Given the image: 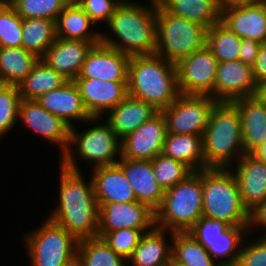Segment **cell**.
Wrapping results in <instances>:
<instances>
[{
	"label": "cell",
	"instance_id": "cell-5",
	"mask_svg": "<svg viewBox=\"0 0 266 266\" xmlns=\"http://www.w3.org/2000/svg\"><path fill=\"white\" fill-rule=\"evenodd\" d=\"M230 168L201 170L202 215L227 223L248 227L249 212L244 207L235 175Z\"/></svg>",
	"mask_w": 266,
	"mask_h": 266
},
{
	"label": "cell",
	"instance_id": "cell-7",
	"mask_svg": "<svg viewBox=\"0 0 266 266\" xmlns=\"http://www.w3.org/2000/svg\"><path fill=\"white\" fill-rule=\"evenodd\" d=\"M155 54L176 64L206 46L207 27L165 11L157 2Z\"/></svg>",
	"mask_w": 266,
	"mask_h": 266
},
{
	"label": "cell",
	"instance_id": "cell-21",
	"mask_svg": "<svg viewBox=\"0 0 266 266\" xmlns=\"http://www.w3.org/2000/svg\"><path fill=\"white\" fill-rule=\"evenodd\" d=\"M237 160V170L233 174L243 205L250 212L266 200V163L251 153H244Z\"/></svg>",
	"mask_w": 266,
	"mask_h": 266
},
{
	"label": "cell",
	"instance_id": "cell-3",
	"mask_svg": "<svg viewBox=\"0 0 266 266\" xmlns=\"http://www.w3.org/2000/svg\"><path fill=\"white\" fill-rule=\"evenodd\" d=\"M127 92L161 112L179 96L175 64L157 54L131 56Z\"/></svg>",
	"mask_w": 266,
	"mask_h": 266
},
{
	"label": "cell",
	"instance_id": "cell-26",
	"mask_svg": "<svg viewBox=\"0 0 266 266\" xmlns=\"http://www.w3.org/2000/svg\"><path fill=\"white\" fill-rule=\"evenodd\" d=\"M91 24L95 23L75 0H71L55 21L56 37L101 42L102 33L91 32Z\"/></svg>",
	"mask_w": 266,
	"mask_h": 266
},
{
	"label": "cell",
	"instance_id": "cell-10",
	"mask_svg": "<svg viewBox=\"0 0 266 266\" xmlns=\"http://www.w3.org/2000/svg\"><path fill=\"white\" fill-rule=\"evenodd\" d=\"M216 100L207 95L179 94L161 113L165 117L167 134L203 136Z\"/></svg>",
	"mask_w": 266,
	"mask_h": 266
},
{
	"label": "cell",
	"instance_id": "cell-45",
	"mask_svg": "<svg viewBox=\"0 0 266 266\" xmlns=\"http://www.w3.org/2000/svg\"><path fill=\"white\" fill-rule=\"evenodd\" d=\"M262 43L254 39H241L239 60L244 64L253 66Z\"/></svg>",
	"mask_w": 266,
	"mask_h": 266
},
{
	"label": "cell",
	"instance_id": "cell-46",
	"mask_svg": "<svg viewBox=\"0 0 266 266\" xmlns=\"http://www.w3.org/2000/svg\"><path fill=\"white\" fill-rule=\"evenodd\" d=\"M252 70L258 87L266 82V43L261 44Z\"/></svg>",
	"mask_w": 266,
	"mask_h": 266
},
{
	"label": "cell",
	"instance_id": "cell-13",
	"mask_svg": "<svg viewBox=\"0 0 266 266\" xmlns=\"http://www.w3.org/2000/svg\"><path fill=\"white\" fill-rule=\"evenodd\" d=\"M166 134L165 117L158 112L120 140L121 157L131 160H152L162 152Z\"/></svg>",
	"mask_w": 266,
	"mask_h": 266
},
{
	"label": "cell",
	"instance_id": "cell-47",
	"mask_svg": "<svg viewBox=\"0 0 266 266\" xmlns=\"http://www.w3.org/2000/svg\"><path fill=\"white\" fill-rule=\"evenodd\" d=\"M264 226L266 229V200L264 202H261L259 205H257L253 210L249 212V224L248 227L251 228V226ZM261 237H266L265 235Z\"/></svg>",
	"mask_w": 266,
	"mask_h": 266
},
{
	"label": "cell",
	"instance_id": "cell-40",
	"mask_svg": "<svg viewBox=\"0 0 266 266\" xmlns=\"http://www.w3.org/2000/svg\"><path fill=\"white\" fill-rule=\"evenodd\" d=\"M151 230L124 228L108 233H98L118 255L127 259L132 255L138 246L141 237Z\"/></svg>",
	"mask_w": 266,
	"mask_h": 266
},
{
	"label": "cell",
	"instance_id": "cell-35",
	"mask_svg": "<svg viewBox=\"0 0 266 266\" xmlns=\"http://www.w3.org/2000/svg\"><path fill=\"white\" fill-rule=\"evenodd\" d=\"M206 46L218 63L239 60L241 38L219 21L207 29Z\"/></svg>",
	"mask_w": 266,
	"mask_h": 266
},
{
	"label": "cell",
	"instance_id": "cell-33",
	"mask_svg": "<svg viewBox=\"0 0 266 266\" xmlns=\"http://www.w3.org/2000/svg\"><path fill=\"white\" fill-rule=\"evenodd\" d=\"M171 257L186 266H220L188 232H171Z\"/></svg>",
	"mask_w": 266,
	"mask_h": 266
},
{
	"label": "cell",
	"instance_id": "cell-36",
	"mask_svg": "<svg viewBox=\"0 0 266 266\" xmlns=\"http://www.w3.org/2000/svg\"><path fill=\"white\" fill-rule=\"evenodd\" d=\"M77 255L83 266H125L127 260L100 237L78 240Z\"/></svg>",
	"mask_w": 266,
	"mask_h": 266
},
{
	"label": "cell",
	"instance_id": "cell-52",
	"mask_svg": "<svg viewBox=\"0 0 266 266\" xmlns=\"http://www.w3.org/2000/svg\"><path fill=\"white\" fill-rule=\"evenodd\" d=\"M167 266H186V265H183V264H181V263L175 261V260L171 257Z\"/></svg>",
	"mask_w": 266,
	"mask_h": 266
},
{
	"label": "cell",
	"instance_id": "cell-53",
	"mask_svg": "<svg viewBox=\"0 0 266 266\" xmlns=\"http://www.w3.org/2000/svg\"><path fill=\"white\" fill-rule=\"evenodd\" d=\"M10 4V0H0V8Z\"/></svg>",
	"mask_w": 266,
	"mask_h": 266
},
{
	"label": "cell",
	"instance_id": "cell-6",
	"mask_svg": "<svg viewBox=\"0 0 266 266\" xmlns=\"http://www.w3.org/2000/svg\"><path fill=\"white\" fill-rule=\"evenodd\" d=\"M201 170L165 190L161 206L155 211V227L170 232H187L202 216Z\"/></svg>",
	"mask_w": 266,
	"mask_h": 266
},
{
	"label": "cell",
	"instance_id": "cell-1",
	"mask_svg": "<svg viewBox=\"0 0 266 266\" xmlns=\"http://www.w3.org/2000/svg\"><path fill=\"white\" fill-rule=\"evenodd\" d=\"M59 205L48 217L77 240L98 237L99 207L92 179L85 183L80 171L60 168Z\"/></svg>",
	"mask_w": 266,
	"mask_h": 266
},
{
	"label": "cell",
	"instance_id": "cell-43",
	"mask_svg": "<svg viewBox=\"0 0 266 266\" xmlns=\"http://www.w3.org/2000/svg\"><path fill=\"white\" fill-rule=\"evenodd\" d=\"M236 266H266V237L241 248Z\"/></svg>",
	"mask_w": 266,
	"mask_h": 266
},
{
	"label": "cell",
	"instance_id": "cell-14",
	"mask_svg": "<svg viewBox=\"0 0 266 266\" xmlns=\"http://www.w3.org/2000/svg\"><path fill=\"white\" fill-rule=\"evenodd\" d=\"M258 85L252 67L240 60L218 63L214 100L233 102L234 100L257 95Z\"/></svg>",
	"mask_w": 266,
	"mask_h": 266
},
{
	"label": "cell",
	"instance_id": "cell-25",
	"mask_svg": "<svg viewBox=\"0 0 266 266\" xmlns=\"http://www.w3.org/2000/svg\"><path fill=\"white\" fill-rule=\"evenodd\" d=\"M159 111L152 105L127 95L117 106L112 108L107 115V123L120 138L135 131L141 124L150 120Z\"/></svg>",
	"mask_w": 266,
	"mask_h": 266
},
{
	"label": "cell",
	"instance_id": "cell-19",
	"mask_svg": "<svg viewBox=\"0 0 266 266\" xmlns=\"http://www.w3.org/2000/svg\"><path fill=\"white\" fill-rule=\"evenodd\" d=\"M98 43L100 42L56 38L40 59L68 81H74L87 54Z\"/></svg>",
	"mask_w": 266,
	"mask_h": 266
},
{
	"label": "cell",
	"instance_id": "cell-38",
	"mask_svg": "<svg viewBox=\"0 0 266 266\" xmlns=\"http://www.w3.org/2000/svg\"><path fill=\"white\" fill-rule=\"evenodd\" d=\"M152 167L157 183L165 191L183 181L193 171L183 162L158 154L152 160Z\"/></svg>",
	"mask_w": 266,
	"mask_h": 266
},
{
	"label": "cell",
	"instance_id": "cell-51",
	"mask_svg": "<svg viewBox=\"0 0 266 266\" xmlns=\"http://www.w3.org/2000/svg\"><path fill=\"white\" fill-rule=\"evenodd\" d=\"M257 95L266 103V82L258 87Z\"/></svg>",
	"mask_w": 266,
	"mask_h": 266
},
{
	"label": "cell",
	"instance_id": "cell-4",
	"mask_svg": "<svg viewBox=\"0 0 266 266\" xmlns=\"http://www.w3.org/2000/svg\"><path fill=\"white\" fill-rule=\"evenodd\" d=\"M203 153L205 169L229 168L235 154L239 159L244 154L241 117L233 102H217L213 107L203 134Z\"/></svg>",
	"mask_w": 266,
	"mask_h": 266
},
{
	"label": "cell",
	"instance_id": "cell-41",
	"mask_svg": "<svg viewBox=\"0 0 266 266\" xmlns=\"http://www.w3.org/2000/svg\"><path fill=\"white\" fill-rule=\"evenodd\" d=\"M23 18L9 4L0 8V47H22Z\"/></svg>",
	"mask_w": 266,
	"mask_h": 266
},
{
	"label": "cell",
	"instance_id": "cell-23",
	"mask_svg": "<svg viewBox=\"0 0 266 266\" xmlns=\"http://www.w3.org/2000/svg\"><path fill=\"white\" fill-rule=\"evenodd\" d=\"M91 179L97 204L136 201L133 188L118 164L95 167Z\"/></svg>",
	"mask_w": 266,
	"mask_h": 266
},
{
	"label": "cell",
	"instance_id": "cell-32",
	"mask_svg": "<svg viewBox=\"0 0 266 266\" xmlns=\"http://www.w3.org/2000/svg\"><path fill=\"white\" fill-rule=\"evenodd\" d=\"M247 231H249V227L228 226L221 232V236L215 239L196 240L207 250L213 259L228 257L227 260L220 262V266H236L241 248L240 243L243 242L242 237ZM236 249H239L238 253Z\"/></svg>",
	"mask_w": 266,
	"mask_h": 266
},
{
	"label": "cell",
	"instance_id": "cell-22",
	"mask_svg": "<svg viewBox=\"0 0 266 266\" xmlns=\"http://www.w3.org/2000/svg\"><path fill=\"white\" fill-rule=\"evenodd\" d=\"M38 103L50 113L62 119L71 128V120L92 122L99 120L91 118L86 111L81 94L73 81H67L61 87L44 93L38 99Z\"/></svg>",
	"mask_w": 266,
	"mask_h": 266
},
{
	"label": "cell",
	"instance_id": "cell-30",
	"mask_svg": "<svg viewBox=\"0 0 266 266\" xmlns=\"http://www.w3.org/2000/svg\"><path fill=\"white\" fill-rule=\"evenodd\" d=\"M40 58L23 47H0V81L17 85L34 68Z\"/></svg>",
	"mask_w": 266,
	"mask_h": 266
},
{
	"label": "cell",
	"instance_id": "cell-27",
	"mask_svg": "<svg viewBox=\"0 0 266 266\" xmlns=\"http://www.w3.org/2000/svg\"><path fill=\"white\" fill-rule=\"evenodd\" d=\"M163 155L183 162L192 171L205 169L203 136L191 134H166Z\"/></svg>",
	"mask_w": 266,
	"mask_h": 266
},
{
	"label": "cell",
	"instance_id": "cell-20",
	"mask_svg": "<svg viewBox=\"0 0 266 266\" xmlns=\"http://www.w3.org/2000/svg\"><path fill=\"white\" fill-rule=\"evenodd\" d=\"M118 159L117 164L133 188L136 201L156 211L162 204L165 191L157 183L151 160H131L122 157Z\"/></svg>",
	"mask_w": 266,
	"mask_h": 266
},
{
	"label": "cell",
	"instance_id": "cell-28",
	"mask_svg": "<svg viewBox=\"0 0 266 266\" xmlns=\"http://www.w3.org/2000/svg\"><path fill=\"white\" fill-rule=\"evenodd\" d=\"M166 230L154 227L140 239L138 246L128 258L132 266H167L172 247L167 246Z\"/></svg>",
	"mask_w": 266,
	"mask_h": 266
},
{
	"label": "cell",
	"instance_id": "cell-34",
	"mask_svg": "<svg viewBox=\"0 0 266 266\" xmlns=\"http://www.w3.org/2000/svg\"><path fill=\"white\" fill-rule=\"evenodd\" d=\"M22 47L41 58L56 37L55 21L44 18L23 19Z\"/></svg>",
	"mask_w": 266,
	"mask_h": 266
},
{
	"label": "cell",
	"instance_id": "cell-37",
	"mask_svg": "<svg viewBox=\"0 0 266 266\" xmlns=\"http://www.w3.org/2000/svg\"><path fill=\"white\" fill-rule=\"evenodd\" d=\"M71 0H10V5L23 19L44 18L56 21Z\"/></svg>",
	"mask_w": 266,
	"mask_h": 266
},
{
	"label": "cell",
	"instance_id": "cell-44",
	"mask_svg": "<svg viewBox=\"0 0 266 266\" xmlns=\"http://www.w3.org/2000/svg\"><path fill=\"white\" fill-rule=\"evenodd\" d=\"M229 225L223 221L201 216L198 221L187 231L195 239H215L221 236Z\"/></svg>",
	"mask_w": 266,
	"mask_h": 266
},
{
	"label": "cell",
	"instance_id": "cell-2",
	"mask_svg": "<svg viewBox=\"0 0 266 266\" xmlns=\"http://www.w3.org/2000/svg\"><path fill=\"white\" fill-rule=\"evenodd\" d=\"M151 2L148 7L122 0L106 23L118 39L101 34V43L129 56L155 54L157 0Z\"/></svg>",
	"mask_w": 266,
	"mask_h": 266
},
{
	"label": "cell",
	"instance_id": "cell-42",
	"mask_svg": "<svg viewBox=\"0 0 266 266\" xmlns=\"http://www.w3.org/2000/svg\"><path fill=\"white\" fill-rule=\"evenodd\" d=\"M77 4L85 11V13L96 24L99 21L110 20L114 14L115 8L122 0H75Z\"/></svg>",
	"mask_w": 266,
	"mask_h": 266
},
{
	"label": "cell",
	"instance_id": "cell-31",
	"mask_svg": "<svg viewBox=\"0 0 266 266\" xmlns=\"http://www.w3.org/2000/svg\"><path fill=\"white\" fill-rule=\"evenodd\" d=\"M68 80L41 59L31 72L17 84L21 99L36 100L44 93L61 87Z\"/></svg>",
	"mask_w": 266,
	"mask_h": 266
},
{
	"label": "cell",
	"instance_id": "cell-48",
	"mask_svg": "<svg viewBox=\"0 0 266 266\" xmlns=\"http://www.w3.org/2000/svg\"><path fill=\"white\" fill-rule=\"evenodd\" d=\"M216 1H217V5H218L219 9L222 10L228 6L255 3V2H258L260 0H216Z\"/></svg>",
	"mask_w": 266,
	"mask_h": 266
},
{
	"label": "cell",
	"instance_id": "cell-12",
	"mask_svg": "<svg viewBox=\"0 0 266 266\" xmlns=\"http://www.w3.org/2000/svg\"><path fill=\"white\" fill-rule=\"evenodd\" d=\"M98 207V233L124 228L150 230L155 227V211L144 203H107L98 204Z\"/></svg>",
	"mask_w": 266,
	"mask_h": 266
},
{
	"label": "cell",
	"instance_id": "cell-15",
	"mask_svg": "<svg viewBox=\"0 0 266 266\" xmlns=\"http://www.w3.org/2000/svg\"><path fill=\"white\" fill-rule=\"evenodd\" d=\"M131 56L101 42L87 54L77 78L128 82V66Z\"/></svg>",
	"mask_w": 266,
	"mask_h": 266
},
{
	"label": "cell",
	"instance_id": "cell-9",
	"mask_svg": "<svg viewBox=\"0 0 266 266\" xmlns=\"http://www.w3.org/2000/svg\"><path fill=\"white\" fill-rule=\"evenodd\" d=\"M25 238L31 266H63L77 255L78 240L49 218Z\"/></svg>",
	"mask_w": 266,
	"mask_h": 266
},
{
	"label": "cell",
	"instance_id": "cell-11",
	"mask_svg": "<svg viewBox=\"0 0 266 266\" xmlns=\"http://www.w3.org/2000/svg\"><path fill=\"white\" fill-rule=\"evenodd\" d=\"M175 66L179 94L207 95L214 99L218 62L207 46L182 58Z\"/></svg>",
	"mask_w": 266,
	"mask_h": 266
},
{
	"label": "cell",
	"instance_id": "cell-17",
	"mask_svg": "<svg viewBox=\"0 0 266 266\" xmlns=\"http://www.w3.org/2000/svg\"><path fill=\"white\" fill-rule=\"evenodd\" d=\"M91 118H99L109 112L127 95V82L105 81L100 79L76 78L74 81Z\"/></svg>",
	"mask_w": 266,
	"mask_h": 266
},
{
	"label": "cell",
	"instance_id": "cell-18",
	"mask_svg": "<svg viewBox=\"0 0 266 266\" xmlns=\"http://www.w3.org/2000/svg\"><path fill=\"white\" fill-rule=\"evenodd\" d=\"M220 21L241 39L266 43V3L228 6L221 10Z\"/></svg>",
	"mask_w": 266,
	"mask_h": 266
},
{
	"label": "cell",
	"instance_id": "cell-39",
	"mask_svg": "<svg viewBox=\"0 0 266 266\" xmlns=\"http://www.w3.org/2000/svg\"><path fill=\"white\" fill-rule=\"evenodd\" d=\"M20 101L17 85H0V137L14 127Z\"/></svg>",
	"mask_w": 266,
	"mask_h": 266
},
{
	"label": "cell",
	"instance_id": "cell-24",
	"mask_svg": "<svg viewBox=\"0 0 266 266\" xmlns=\"http://www.w3.org/2000/svg\"><path fill=\"white\" fill-rule=\"evenodd\" d=\"M241 117L244 153H251L266 139V103L258 96L234 100Z\"/></svg>",
	"mask_w": 266,
	"mask_h": 266
},
{
	"label": "cell",
	"instance_id": "cell-16",
	"mask_svg": "<svg viewBox=\"0 0 266 266\" xmlns=\"http://www.w3.org/2000/svg\"><path fill=\"white\" fill-rule=\"evenodd\" d=\"M18 118L26 127L43 136L50 142L59 143L62 156L68 149L70 129L62 119L43 108L37 100L21 99Z\"/></svg>",
	"mask_w": 266,
	"mask_h": 266
},
{
	"label": "cell",
	"instance_id": "cell-8",
	"mask_svg": "<svg viewBox=\"0 0 266 266\" xmlns=\"http://www.w3.org/2000/svg\"><path fill=\"white\" fill-rule=\"evenodd\" d=\"M121 140L106 122L89 128L78 134L75 127L70 129L68 149L62 156L61 164L67 169L79 171L70 146H77L76 151L81 159L95 163V167L117 164L115 156L121 157ZM119 141V142H118ZM118 153V154H117Z\"/></svg>",
	"mask_w": 266,
	"mask_h": 266
},
{
	"label": "cell",
	"instance_id": "cell-29",
	"mask_svg": "<svg viewBox=\"0 0 266 266\" xmlns=\"http://www.w3.org/2000/svg\"><path fill=\"white\" fill-rule=\"evenodd\" d=\"M167 12L210 28L220 21L216 0H157Z\"/></svg>",
	"mask_w": 266,
	"mask_h": 266
},
{
	"label": "cell",
	"instance_id": "cell-50",
	"mask_svg": "<svg viewBox=\"0 0 266 266\" xmlns=\"http://www.w3.org/2000/svg\"><path fill=\"white\" fill-rule=\"evenodd\" d=\"M63 266H83V264L78 255H76L71 260L66 262Z\"/></svg>",
	"mask_w": 266,
	"mask_h": 266
},
{
	"label": "cell",
	"instance_id": "cell-49",
	"mask_svg": "<svg viewBox=\"0 0 266 266\" xmlns=\"http://www.w3.org/2000/svg\"><path fill=\"white\" fill-rule=\"evenodd\" d=\"M251 154L255 156L257 159L266 163V139L264 142L259 145L256 149H254Z\"/></svg>",
	"mask_w": 266,
	"mask_h": 266
}]
</instances>
